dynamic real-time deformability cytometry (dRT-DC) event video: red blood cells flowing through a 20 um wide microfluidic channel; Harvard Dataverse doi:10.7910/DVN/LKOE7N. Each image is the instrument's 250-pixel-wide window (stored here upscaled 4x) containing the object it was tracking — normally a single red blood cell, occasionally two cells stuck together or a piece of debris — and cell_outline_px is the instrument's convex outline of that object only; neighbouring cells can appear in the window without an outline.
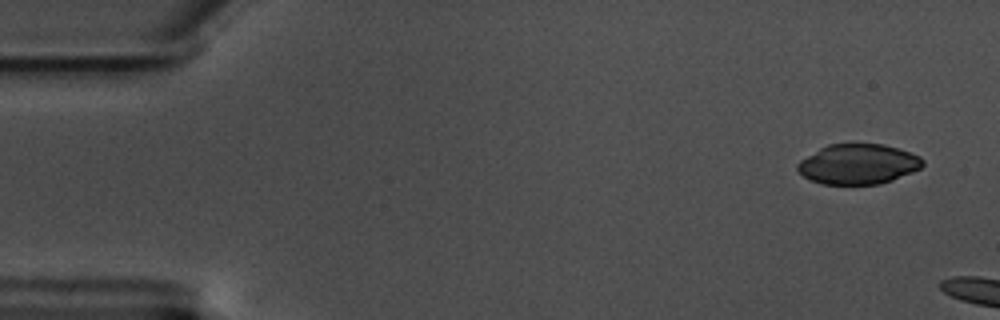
{"species": "common noctule bat (a hibernating species)", "species_latin": "Nyctalus noctula", "temperature_condition": "warm", "stored_images_in_passage": 7, "camera_frame_rate_fps": 3000, "um_per_image_px": 0.085, "animal": {"sex": "male", "body_mass_g": 17.5, "forearm_length_mm": 52.3}, "frame": {"image": 1, "passage_image": 3, "time_ms": 0.667, "image_size_px": [1000, 320], "cell_outline_px": [[924, 164], [920, 168], [912, 172], [892, 180], [880, 184], [824, 184], [812, 180], [804, 176], [796, 168], [796, 164], [800, 160], [820, 148], [828, 144], [884, 144], [920, 156], [924, 160]], "centroid_in_image_um": [72.94, 13.95], "position_along_channel_um": 12.1, "area_um2": 29.07}}